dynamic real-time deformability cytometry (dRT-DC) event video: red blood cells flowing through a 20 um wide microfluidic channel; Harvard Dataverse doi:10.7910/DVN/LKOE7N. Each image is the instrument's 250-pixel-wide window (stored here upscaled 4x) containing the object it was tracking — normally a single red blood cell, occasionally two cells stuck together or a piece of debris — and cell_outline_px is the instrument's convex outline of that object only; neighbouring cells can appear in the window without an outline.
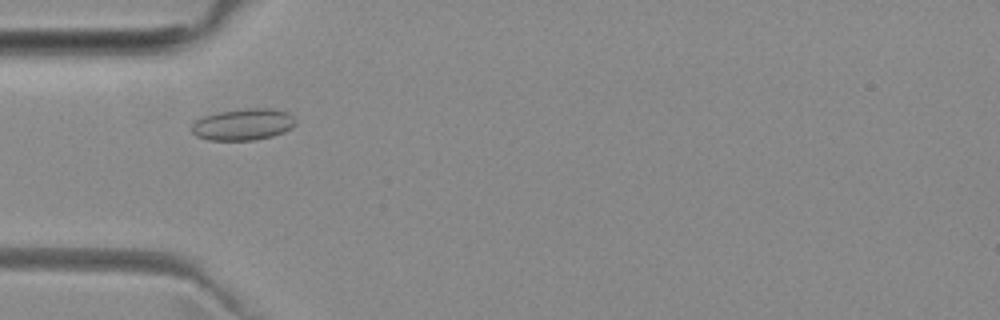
{"species": "common noctule bat (a hibernating species)", "species_latin": "Nyctalus noctula", "temperature_condition": "room temperature", "stored_images_in_passage": 3, "camera_frame_rate_fps": 3000, "um_per_image_px": 0.085, "animal": {"sex": "female", "body_mass_g": 29.2, "forearm_length_mm": 56.3}, "frame": {"image": 1, "passage_image": 1, "time_ms": 0.0, "image_size_px": [1000, 320], "cell_outline_px": [[296, 124], [292, 128], [284, 132], [272, 136], [252, 140], [208, 140], [196, 136], [192, 132], [192, 124], [196, 120], [204, 116], [220, 112], [248, 108], [272, 108], [288, 112], [296, 120]], "centroid_in_image_um": [20.69, 10.58], "position_along_channel_um": 64.3, "area_um2": 19.13}}
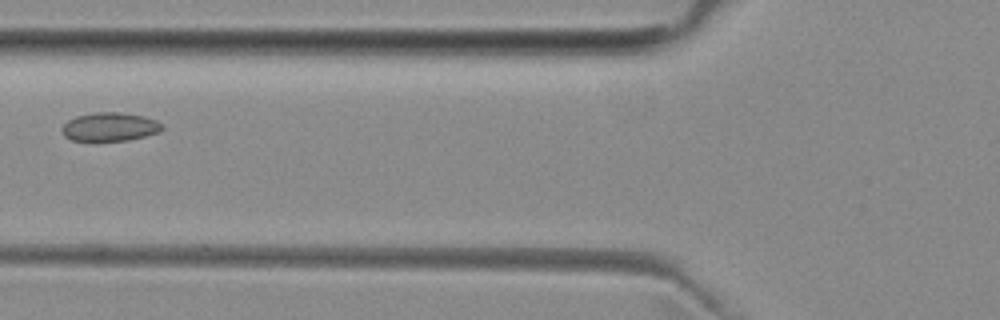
{"frame": {"image": 2, "passage_image": 2, "time_ms": 1.333, "image_size_px": [1000, 320], "cell_outline_px": [[164, 128], [160, 132], [128, 140], [72, 140], [64, 136], [60, 128], [68, 120], [76, 116], [92, 112], [120, 112], [144, 116], [156, 120]], "centroid_in_image_um": [9.32, 10.77], "position_along_channel_um": 116.5, "area_um2": 16.65}}
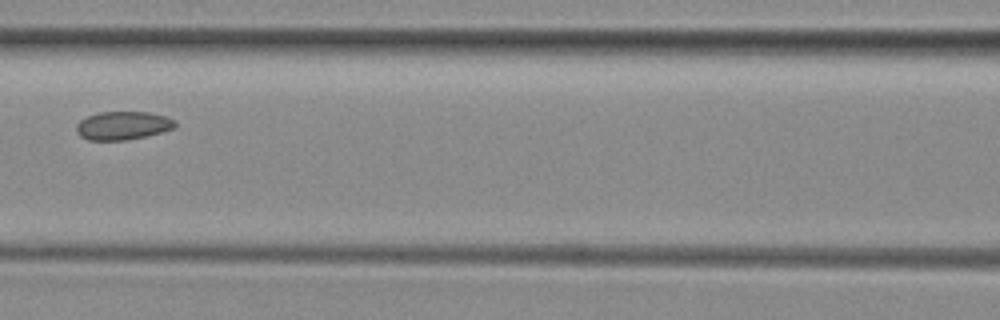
{"frame": {"image": 3, "passage_image": 3, "time_ms": 2.333, "image_size_px": [1000, 320], "cell_outline_px": [[176, 128], [128, 140], [88, 140], [80, 136], [76, 132], [76, 124], [80, 120], [88, 116], [100, 112], [148, 112], [168, 116], [176, 120]], "centroid_in_image_um": [10.46, 10.67], "position_along_channel_um": 156.1, "area_um2": 16.42}}